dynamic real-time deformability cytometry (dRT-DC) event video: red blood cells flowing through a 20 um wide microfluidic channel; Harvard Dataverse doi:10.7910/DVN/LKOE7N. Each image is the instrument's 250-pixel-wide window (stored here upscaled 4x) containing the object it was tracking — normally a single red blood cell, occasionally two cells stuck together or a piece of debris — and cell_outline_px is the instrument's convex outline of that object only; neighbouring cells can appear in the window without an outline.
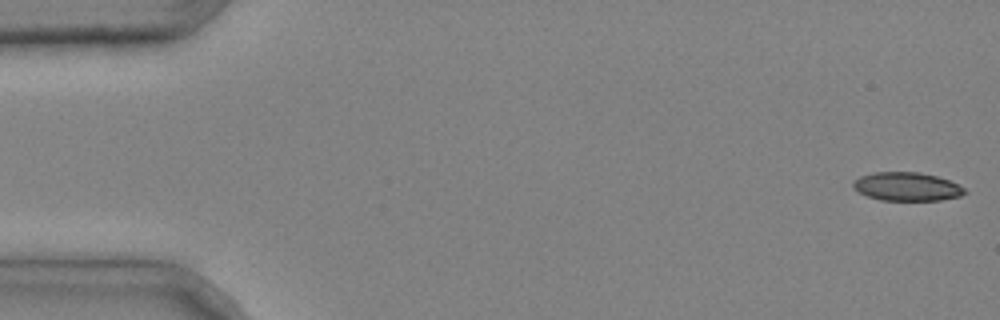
{"species": "common noctule bat (a hibernating species)", "species_latin": "Nyctalus noctula", "temperature_condition": "cold", "stored_images_in_passage": 3, "camera_frame_rate_fps": 3000, "um_per_image_px": 0.085, "animal": {"sex": "male", "body_mass_g": 20.4}, "frame": {"image": 1, "passage_image": 1, "time_ms": 0.0, "image_size_px": [1000, 320], "cell_outline_px": [[968, 192], [960, 196], [940, 200], [880, 200], [868, 196], [860, 192], [852, 184], [860, 176], [872, 172], [920, 172], [936, 176], [948, 180], [964, 188]], "centroid_in_image_um": [77.1, 15.86], "position_along_channel_um": 7.9, "area_um2": 18.32}}